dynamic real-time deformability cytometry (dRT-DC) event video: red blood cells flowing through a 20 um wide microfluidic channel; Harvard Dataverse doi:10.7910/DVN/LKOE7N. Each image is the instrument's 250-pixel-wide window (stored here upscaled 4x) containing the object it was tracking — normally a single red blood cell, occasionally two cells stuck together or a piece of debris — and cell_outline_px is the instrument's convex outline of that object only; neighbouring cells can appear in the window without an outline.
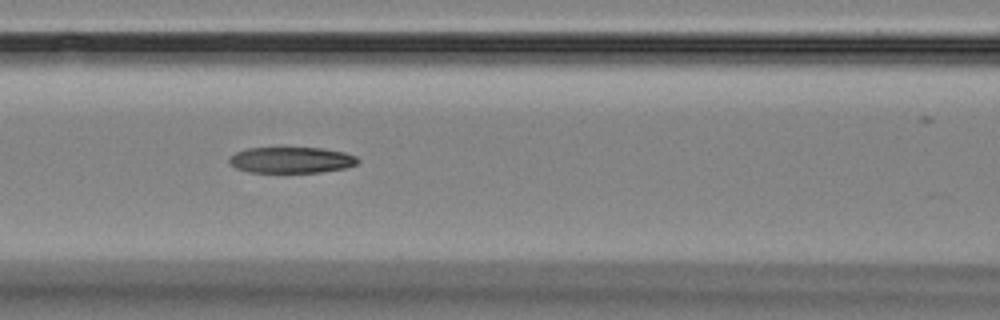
{"species": "Egyptian fruit bat (a non-hibernating species)", "species_latin": "Rousettus aegyptiacus", "temperature_condition": "room temperature", "stored_images_in_passage": 15, "camera_frame_rate_fps": 3000, "um_per_image_px": 0.085, "animal": {"sex": "female"}, "frame": {"image": 1, "passage_image": 7, "time_ms": 7.0, "image_size_px": [1000, 320], "cell_outline_px": [[360, 160], [356, 164], [344, 168], [320, 172], [248, 172], [236, 168], [228, 160], [236, 152], [248, 148], [320, 148], [344, 152], [356, 156]], "centroid_in_image_um": [24.78, 13.6], "position_along_channel_um": 141.8, "area_um2": 19.31}}
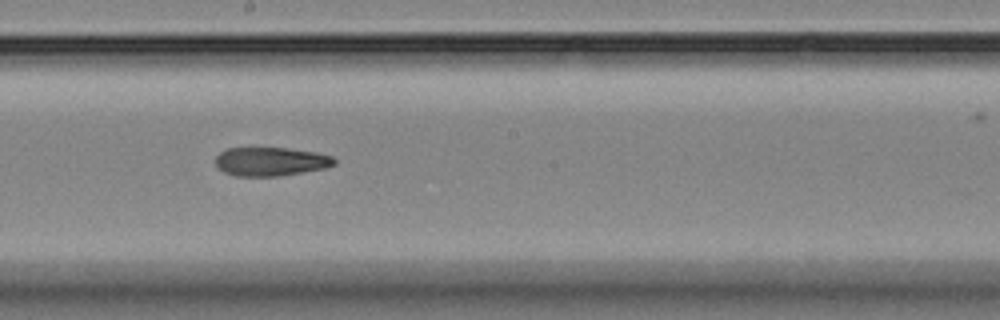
{"frame": {"image": 2, "passage_image": 9, "time_ms": 9.333, "image_size_px": [1000, 320], "cell_outline_px": [[336, 164], [324, 168], [280, 176], [236, 176], [224, 172], [216, 168], [216, 156], [220, 152], [228, 148], [284, 148], [312, 152], [332, 156], [336, 160]], "centroid_in_image_um": [22.97, 13.74], "position_along_channel_um": 225.2, "area_um2": 19.77}}
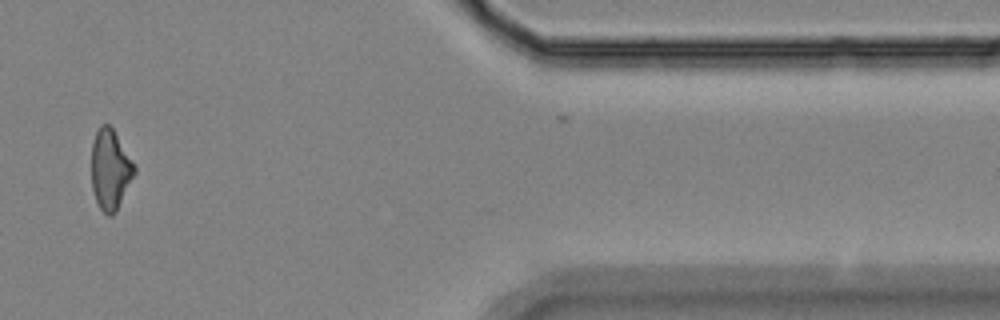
{"frame": {"image": 3, "passage_image": 14, "time_ms": 15.333, "image_size_px": [1000, 320], "cell_outline_px": [[136, 172], [116, 212], [112, 216], [108, 216], [100, 208], [96, 200], [92, 188], [92, 144], [96, 132], [100, 124], [108, 124], [112, 128], [136, 164]], "centroid_in_image_um": [9.39, 14.41], "position_along_channel_um": 402.0, "area_um2": 20.11}, "authors_computed_cell_mechanics": {"area_um2": 20.519, "velocity_mm_per_s": 3.5872, "shape_relaxation_time_tau1_ms": null, "shape_relaxation_time_tau2_ms": 4.4089, "deformation_change_tau1": null, "deformation_change_tau2": 0.1241}}